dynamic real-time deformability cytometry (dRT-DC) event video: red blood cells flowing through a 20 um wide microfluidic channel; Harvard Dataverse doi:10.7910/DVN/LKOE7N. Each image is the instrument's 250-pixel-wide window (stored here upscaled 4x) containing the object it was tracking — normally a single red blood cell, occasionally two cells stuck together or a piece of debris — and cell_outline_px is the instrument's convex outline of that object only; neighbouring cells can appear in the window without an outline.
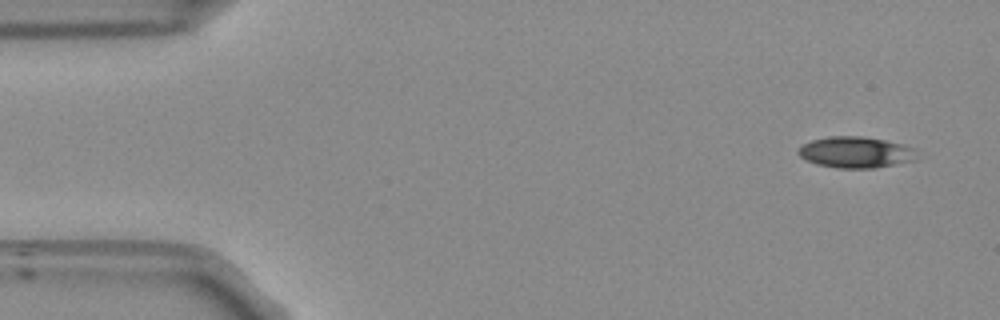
{"species": "Egyptian fruit bat (a non-hibernating species)", "species_latin": "Rousettus aegyptiacus", "temperature_condition": "room temperature", "stored_images_in_passage": 50, "camera_frame_rate_fps": 3000, "um_per_image_px": 0.085, "frame": {"image": 1, "passage_image": 1, "time_ms": 0.0, "image_size_px": [1000, 320], "cell_outline_px": [[900, 148], [892, 164], [872, 168], [844, 168], [820, 164], [808, 160], [800, 156], [800, 148], [804, 144], [812, 140], [832, 136], [852, 136], [884, 140], [896, 144]], "centroid_in_image_um": [72.26, 12.92], "position_along_channel_um": 12.7, "area_um2": 18.5}}
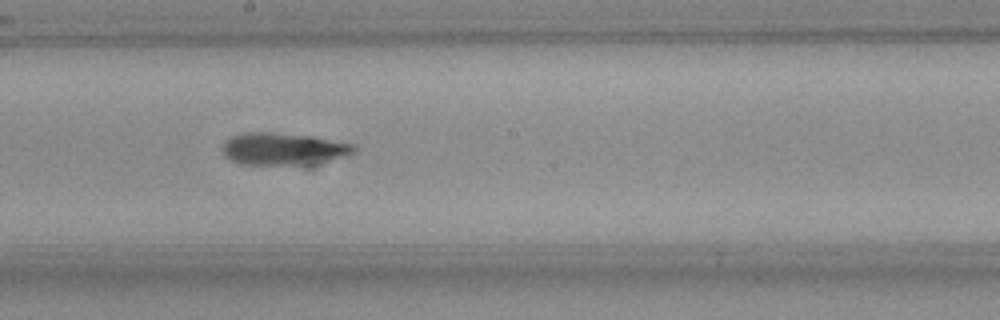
{"frame": {"image": 2, "passage_image": 26, "time_ms": 8.333, "image_size_px": [1000, 320], "cell_outline_px": [[352, 152], [312, 164], [248, 164], [232, 160], [224, 152], [224, 144], [228, 140], [236, 136], [252, 132], [260, 132], [308, 136], [348, 144], [352, 148]], "centroid_in_image_um": [24.01, 12.66], "position_along_channel_um": 224.2, "area_um2": 22.89}}
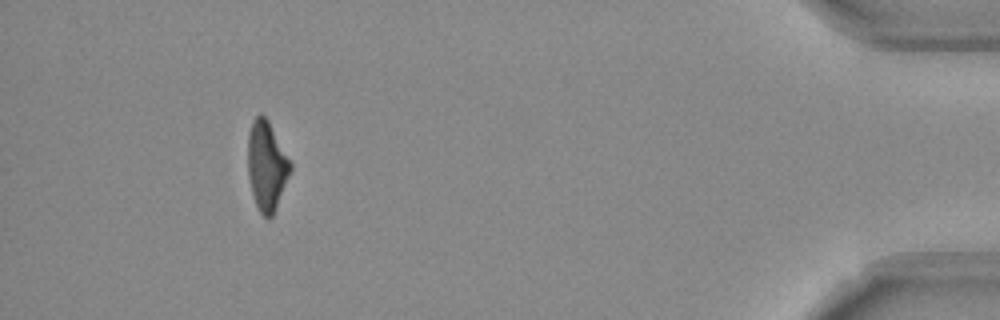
{"frame": {"image": 3, "passage_image": 46, "time_ms": 15.0, "image_size_px": [1000, 320], "cell_outline_px": [[292, 168], [272, 216], [264, 216], [260, 212], [256, 204], [252, 192], [248, 172], [248, 136], [252, 124], [256, 116], [260, 112], [268, 120], [292, 164]], "centroid_in_image_um": [22.66, 14.06], "position_along_channel_um": 412.5, "area_um2": 21.56}, "authors_computed_cell_mechanics": {"area_um2": 21.1259, "velocity_mm_per_s": 3.8522, "shape_relaxation_time_tau1_ms": 7.3118, "shape_relaxation_time_tau2_ms": 2.7419, "deformation_change_tau1": 0.2359, "deformation_change_tau2": 0.1264}}